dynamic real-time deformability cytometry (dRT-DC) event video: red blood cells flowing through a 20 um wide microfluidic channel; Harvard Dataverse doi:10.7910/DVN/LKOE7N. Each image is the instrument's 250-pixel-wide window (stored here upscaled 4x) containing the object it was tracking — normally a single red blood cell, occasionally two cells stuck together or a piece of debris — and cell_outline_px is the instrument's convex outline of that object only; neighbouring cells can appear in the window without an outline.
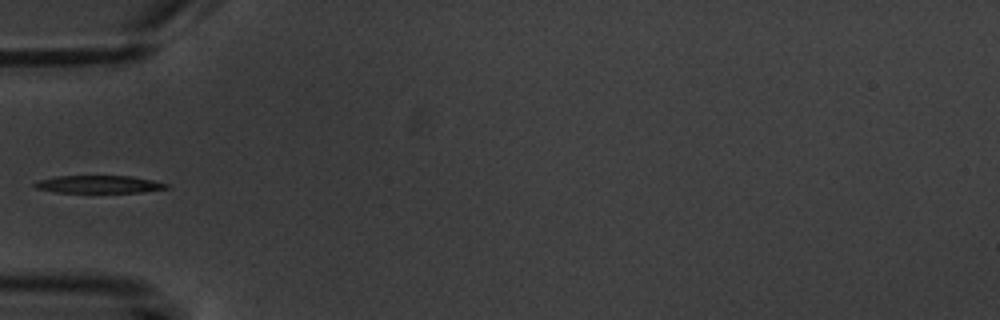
{"species": "common noctule bat (a hibernating species)", "species_latin": "Nyctalus noctula", "temperature_condition": "warm", "stored_images_in_passage": 5, "camera_frame_rate_fps": 3000, "um_per_image_px": 0.085, "animal": {"sex": "male", "body_mass_g": 20.1, "forearm_length_mm": 53.5}, "frame": {"image": 1, "passage_image": 5, "time_ms": 4.667, "image_size_px": [1000, 320], "cell_outline_px": [[168, 188], [144, 192], [52, 192], [36, 188], [32, 184], [40, 180], [56, 176], [132, 176], [152, 180], [168, 184]], "centroid_in_image_um": [8.4, 15.66], "position_along_channel_um": 76.6, "area_um2": 13.41}}